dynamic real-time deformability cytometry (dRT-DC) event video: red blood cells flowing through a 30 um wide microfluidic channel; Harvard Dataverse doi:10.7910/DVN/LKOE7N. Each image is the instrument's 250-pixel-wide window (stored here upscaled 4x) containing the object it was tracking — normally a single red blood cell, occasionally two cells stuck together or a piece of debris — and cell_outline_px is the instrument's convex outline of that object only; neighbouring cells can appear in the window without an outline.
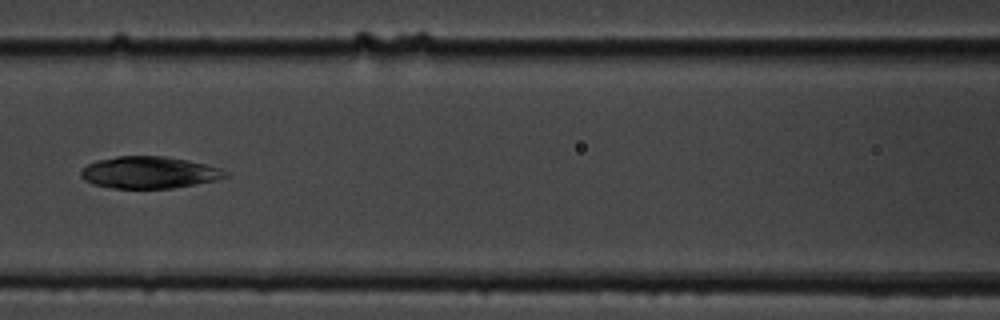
{"species": "common noctule bat (a hibernating species)", "species_latin": "Nyctalus noctula", "temperature_condition": "cold", "stored_images_in_passage": 9, "camera_frame_rate_fps": 3000, "um_per_image_px": 0.085, "animal": {"sex": "male", "body_mass_g": 19.5, "forearm_length_mm": 54.6}, "frame": {"image": 1, "passage_image": 6, "time_ms": 6.0, "image_size_px": [1000, 320], "cell_outline_px": [[228, 176], [216, 180], [196, 184], [172, 188], [112, 188], [92, 184], [84, 180], [80, 176], [80, 172], [88, 164], [96, 160], [116, 156], [164, 156], [188, 160], [220, 168], [228, 172]], "centroid_in_image_um": [12.66, 14.66], "position_along_channel_um": 153.9, "area_um2": 26.88}}
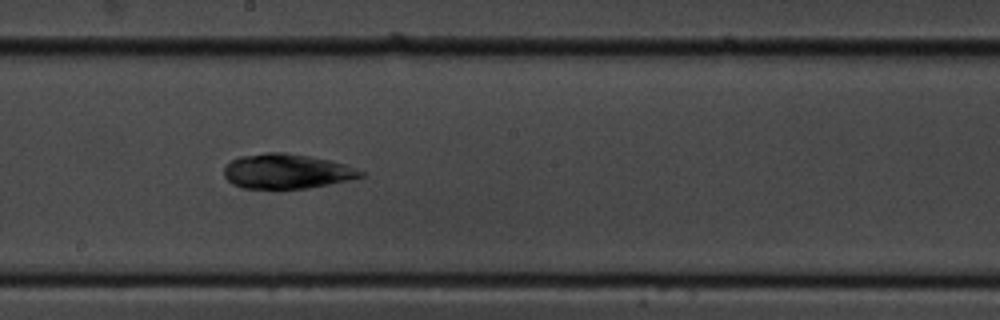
{"frame": {"image": 2, "passage_image": 8, "time_ms": 8.0, "image_size_px": [1000, 320], "cell_outline_px": [[364, 176], [348, 180], [308, 188], [240, 188], [232, 184], [224, 176], [224, 164], [240, 156], [264, 152], [284, 152], [312, 156], [344, 164], [364, 172]], "centroid_in_image_um": [24.32, 14.55], "position_along_channel_um": 223.9, "area_um2": 27.69}}
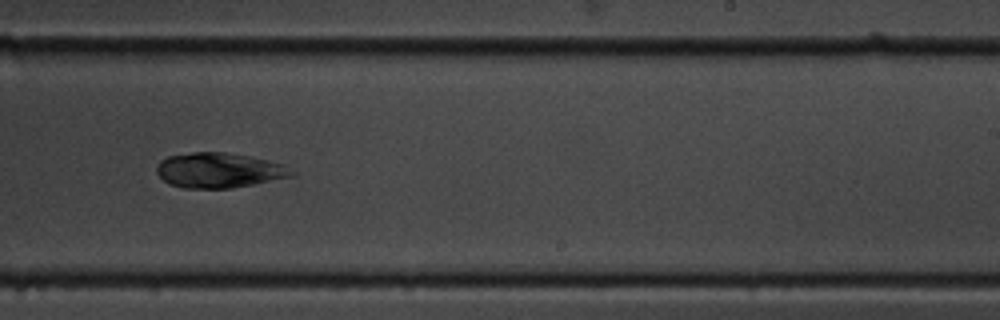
{"frame": {"image": 3, "passage_image": 9, "time_ms": 9.333, "image_size_px": [1000, 320], "cell_outline_px": [[296, 176], [232, 188], [184, 188], [168, 184], [156, 172], [156, 168], [160, 160], [168, 156], [192, 152], [224, 152], [252, 156], [284, 164], [296, 172]], "centroid_in_image_um": [18.65, 14.47], "position_along_channel_um": 270.3, "area_um2": 27.86}}